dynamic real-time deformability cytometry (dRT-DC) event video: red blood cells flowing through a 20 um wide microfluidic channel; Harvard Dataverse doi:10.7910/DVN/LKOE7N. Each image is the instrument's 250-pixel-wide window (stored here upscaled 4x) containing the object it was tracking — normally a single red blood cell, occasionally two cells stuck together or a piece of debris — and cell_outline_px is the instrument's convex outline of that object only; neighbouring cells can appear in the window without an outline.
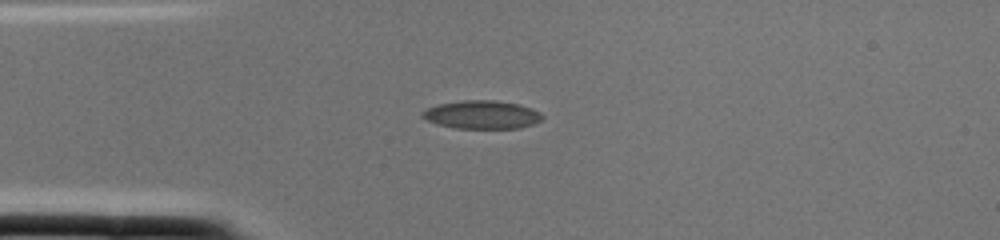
{"species": "common noctule bat (a hibernating species)", "species_latin": "Nyctalus noctula", "temperature_condition": "cold", "stored_images_in_passage": 1, "camera_frame_rate_fps": 3000, "um_per_image_px": 0.085, "animal": {"sex": "female", "body_mass_g": 22.0, "forearm_length_mm": 56.7}, "frame": {"image": 1, "passage_image": 1, "time_ms": 0.0, "image_size_px": [1000, 240], "cell_outline_px": [[544, 116], [540, 120], [532, 124], [520, 128], [452, 128], [436, 124], [420, 116], [420, 112], [428, 108], [440, 104], [464, 100], [496, 100], [520, 104], [532, 108], [540, 112]], "centroid_in_image_um": [40.96, 9.75], "position_along_channel_um": 44.0, "area_um2": 19.83}}